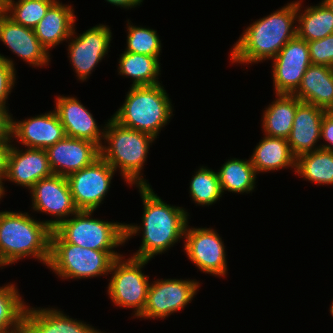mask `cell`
<instances>
[{"label": "cell", "mask_w": 333, "mask_h": 333, "mask_svg": "<svg viewBox=\"0 0 333 333\" xmlns=\"http://www.w3.org/2000/svg\"><path fill=\"white\" fill-rule=\"evenodd\" d=\"M16 287L12 283L0 287V331L11 329L22 322L27 305Z\"/></svg>", "instance_id": "cell-32"}, {"label": "cell", "mask_w": 333, "mask_h": 333, "mask_svg": "<svg viewBox=\"0 0 333 333\" xmlns=\"http://www.w3.org/2000/svg\"><path fill=\"white\" fill-rule=\"evenodd\" d=\"M330 314H331L332 317H333V300H332V304H331V306H330Z\"/></svg>", "instance_id": "cell-43"}, {"label": "cell", "mask_w": 333, "mask_h": 333, "mask_svg": "<svg viewBox=\"0 0 333 333\" xmlns=\"http://www.w3.org/2000/svg\"><path fill=\"white\" fill-rule=\"evenodd\" d=\"M189 193L192 201L202 207L216 203L223 195L218 173L208 167H199L190 181Z\"/></svg>", "instance_id": "cell-31"}, {"label": "cell", "mask_w": 333, "mask_h": 333, "mask_svg": "<svg viewBox=\"0 0 333 333\" xmlns=\"http://www.w3.org/2000/svg\"><path fill=\"white\" fill-rule=\"evenodd\" d=\"M295 175L316 185H333V152L318 149L296 158Z\"/></svg>", "instance_id": "cell-29"}, {"label": "cell", "mask_w": 333, "mask_h": 333, "mask_svg": "<svg viewBox=\"0 0 333 333\" xmlns=\"http://www.w3.org/2000/svg\"><path fill=\"white\" fill-rule=\"evenodd\" d=\"M184 251L188 259L200 271L214 276L227 274V258L222 238L212 228L187 227L184 236Z\"/></svg>", "instance_id": "cell-11"}, {"label": "cell", "mask_w": 333, "mask_h": 333, "mask_svg": "<svg viewBox=\"0 0 333 333\" xmlns=\"http://www.w3.org/2000/svg\"><path fill=\"white\" fill-rule=\"evenodd\" d=\"M5 13V0H0V15Z\"/></svg>", "instance_id": "cell-42"}, {"label": "cell", "mask_w": 333, "mask_h": 333, "mask_svg": "<svg viewBox=\"0 0 333 333\" xmlns=\"http://www.w3.org/2000/svg\"><path fill=\"white\" fill-rule=\"evenodd\" d=\"M111 5L119 6L121 9L122 7L125 9L135 8L140 6L143 0H105Z\"/></svg>", "instance_id": "cell-39"}, {"label": "cell", "mask_w": 333, "mask_h": 333, "mask_svg": "<svg viewBox=\"0 0 333 333\" xmlns=\"http://www.w3.org/2000/svg\"><path fill=\"white\" fill-rule=\"evenodd\" d=\"M151 282L144 310L137 318L164 319L192 302L200 288L195 279H156Z\"/></svg>", "instance_id": "cell-9"}, {"label": "cell", "mask_w": 333, "mask_h": 333, "mask_svg": "<svg viewBox=\"0 0 333 333\" xmlns=\"http://www.w3.org/2000/svg\"><path fill=\"white\" fill-rule=\"evenodd\" d=\"M62 312L60 309L27 305L22 319L25 333H103Z\"/></svg>", "instance_id": "cell-21"}, {"label": "cell", "mask_w": 333, "mask_h": 333, "mask_svg": "<svg viewBox=\"0 0 333 333\" xmlns=\"http://www.w3.org/2000/svg\"><path fill=\"white\" fill-rule=\"evenodd\" d=\"M137 188L143 202L142 223L125 224V241L142 231L141 245L131 257L151 260L184 238L189 214L183 207L165 203L151 185Z\"/></svg>", "instance_id": "cell-1"}, {"label": "cell", "mask_w": 333, "mask_h": 333, "mask_svg": "<svg viewBox=\"0 0 333 333\" xmlns=\"http://www.w3.org/2000/svg\"><path fill=\"white\" fill-rule=\"evenodd\" d=\"M127 24L128 35L125 51L159 58L162 43L157 31L142 26L131 25L129 19Z\"/></svg>", "instance_id": "cell-33"}, {"label": "cell", "mask_w": 333, "mask_h": 333, "mask_svg": "<svg viewBox=\"0 0 333 333\" xmlns=\"http://www.w3.org/2000/svg\"><path fill=\"white\" fill-rule=\"evenodd\" d=\"M115 170L100 156L91 165L68 175L70 191L78 210L95 211L103 203Z\"/></svg>", "instance_id": "cell-10"}, {"label": "cell", "mask_w": 333, "mask_h": 333, "mask_svg": "<svg viewBox=\"0 0 333 333\" xmlns=\"http://www.w3.org/2000/svg\"><path fill=\"white\" fill-rule=\"evenodd\" d=\"M321 139L325 143L320 144L321 149L333 152V111H326L321 123Z\"/></svg>", "instance_id": "cell-37"}, {"label": "cell", "mask_w": 333, "mask_h": 333, "mask_svg": "<svg viewBox=\"0 0 333 333\" xmlns=\"http://www.w3.org/2000/svg\"><path fill=\"white\" fill-rule=\"evenodd\" d=\"M326 110L301 102L297 106L292 130L287 138L291 153L295 158L321 149L316 145L321 140V123Z\"/></svg>", "instance_id": "cell-19"}, {"label": "cell", "mask_w": 333, "mask_h": 333, "mask_svg": "<svg viewBox=\"0 0 333 333\" xmlns=\"http://www.w3.org/2000/svg\"><path fill=\"white\" fill-rule=\"evenodd\" d=\"M12 142L14 141H0V200L5 195L4 183L2 181H4L7 173L9 156L13 145Z\"/></svg>", "instance_id": "cell-36"}, {"label": "cell", "mask_w": 333, "mask_h": 333, "mask_svg": "<svg viewBox=\"0 0 333 333\" xmlns=\"http://www.w3.org/2000/svg\"><path fill=\"white\" fill-rule=\"evenodd\" d=\"M158 57L124 51L119 59L118 74L133 80L132 86L158 85L160 62Z\"/></svg>", "instance_id": "cell-27"}, {"label": "cell", "mask_w": 333, "mask_h": 333, "mask_svg": "<svg viewBox=\"0 0 333 333\" xmlns=\"http://www.w3.org/2000/svg\"><path fill=\"white\" fill-rule=\"evenodd\" d=\"M27 212H0V258L11 265L33 257L48 266L52 228Z\"/></svg>", "instance_id": "cell-3"}, {"label": "cell", "mask_w": 333, "mask_h": 333, "mask_svg": "<svg viewBox=\"0 0 333 333\" xmlns=\"http://www.w3.org/2000/svg\"><path fill=\"white\" fill-rule=\"evenodd\" d=\"M302 102L333 111V76L331 67L311 64L294 93Z\"/></svg>", "instance_id": "cell-23"}, {"label": "cell", "mask_w": 333, "mask_h": 333, "mask_svg": "<svg viewBox=\"0 0 333 333\" xmlns=\"http://www.w3.org/2000/svg\"><path fill=\"white\" fill-rule=\"evenodd\" d=\"M275 94H294L307 68L312 64L308 42L297 35L271 59Z\"/></svg>", "instance_id": "cell-14"}, {"label": "cell", "mask_w": 333, "mask_h": 333, "mask_svg": "<svg viewBox=\"0 0 333 333\" xmlns=\"http://www.w3.org/2000/svg\"><path fill=\"white\" fill-rule=\"evenodd\" d=\"M53 174L67 177L100 157V147L89 140L65 137L46 149Z\"/></svg>", "instance_id": "cell-15"}, {"label": "cell", "mask_w": 333, "mask_h": 333, "mask_svg": "<svg viewBox=\"0 0 333 333\" xmlns=\"http://www.w3.org/2000/svg\"><path fill=\"white\" fill-rule=\"evenodd\" d=\"M149 259H138L125 256L115 259L110 268L112 274L107 293L114 305L122 308L134 309V316L138 317L145 308L149 276L142 272Z\"/></svg>", "instance_id": "cell-8"}, {"label": "cell", "mask_w": 333, "mask_h": 333, "mask_svg": "<svg viewBox=\"0 0 333 333\" xmlns=\"http://www.w3.org/2000/svg\"><path fill=\"white\" fill-rule=\"evenodd\" d=\"M52 174L46 150L27 148L23 151L12 145L4 180L30 190L36 182Z\"/></svg>", "instance_id": "cell-20"}, {"label": "cell", "mask_w": 333, "mask_h": 333, "mask_svg": "<svg viewBox=\"0 0 333 333\" xmlns=\"http://www.w3.org/2000/svg\"><path fill=\"white\" fill-rule=\"evenodd\" d=\"M273 100L263 112L262 130L269 137L287 139L293 125L297 106L302 102L294 94H275Z\"/></svg>", "instance_id": "cell-24"}, {"label": "cell", "mask_w": 333, "mask_h": 333, "mask_svg": "<svg viewBox=\"0 0 333 333\" xmlns=\"http://www.w3.org/2000/svg\"><path fill=\"white\" fill-rule=\"evenodd\" d=\"M18 1V2H17ZM6 0L5 14L15 23L34 29L57 0Z\"/></svg>", "instance_id": "cell-30"}, {"label": "cell", "mask_w": 333, "mask_h": 333, "mask_svg": "<svg viewBox=\"0 0 333 333\" xmlns=\"http://www.w3.org/2000/svg\"><path fill=\"white\" fill-rule=\"evenodd\" d=\"M77 34L75 28L68 39V57L76 76L82 82L89 78L93 69L108 54L112 41V32L107 25H96L86 32ZM92 71V72H91Z\"/></svg>", "instance_id": "cell-12"}, {"label": "cell", "mask_w": 333, "mask_h": 333, "mask_svg": "<svg viewBox=\"0 0 333 333\" xmlns=\"http://www.w3.org/2000/svg\"><path fill=\"white\" fill-rule=\"evenodd\" d=\"M30 193L34 211L55 217L46 221L52 229L78 211L65 176L52 174L43 178L34 184Z\"/></svg>", "instance_id": "cell-13"}, {"label": "cell", "mask_w": 333, "mask_h": 333, "mask_svg": "<svg viewBox=\"0 0 333 333\" xmlns=\"http://www.w3.org/2000/svg\"><path fill=\"white\" fill-rule=\"evenodd\" d=\"M0 333H25V329L23 323L21 322L18 326H15L5 331H0Z\"/></svg>", "instance_id": "cell-40"}, {"label": "cell", "mask_w": 333, "mask_h": 333, "mask_svg": "<svg viewBox=\"0 0 333 333\" xmlns=\"http://www.w3.org/2000/svg\"><path fill=\"white\" fill-rule=\"evenodd\" d=\"M308 49L311 63L314 65H333V34L323 39L309 41Z\"/></svg>", "instance_id": "cell-34"}, {"label": "cell", "mask_w": 333, "mask_h": 333, "mask_svg": "<svg viewBox=\"0 0 333 333\" xmlns=\"http://www.w3.org/2000/svg\"><path fill=\"white\" fill-rule=\"evenodd\" d=\"M217 173L222 194L225 191L239 194L252 192L258 175L250 158L228 159Z\"/></svg>", "instance_id": "cell-28"}, {"label": "cell", "mask_w": 333, "mask_h": 333, "mask_svg": "<svg viewBox=\"0 0 333 333\" xmlns=\"http://www.w3.org/2000/svg\"><path fill=\"white\" fill-rule=\"evenodd\" d=\"M12 58L0 54V105L7 106L8 95L16 83V70Z\"/></svg>", "instance_id": "cell-35"}, {"label": "cell", "mask_w": 333, "mask_h": 333, "mask_svg": "<svg viewBox=\"0 0 333 333\" xmlns=\"http://www.w3.org/2000/svg\"><path fill=\"white\" fill-rule=\"evenodd\" d=\"M121 256L117 251H100L67 243L53 229L47 268L63 280L93 278L108 275L113 261Z\"/></svg>", "instance_id": "cell-6"}, {"label": "cell", "mask_w": 333, "mask_h": 333, "mask_svg": "<svg viewBox=\"0 0 333 333\" xmlns=\"http://www.w3.org/2000/svg\"><path fill=\"white\" fill-rule=\"evenodd\" d=\"M8 106L0 105V141L12 140V114Z\"/></svg>", "instance_id": "cell-38"}, {"label": "cell", "mask_w": 333, "mask_h": 333, "mask_svg": "<svg viewBox=\"0 0 333 333\" xmlns=\"http://www.w3.org/2000/svg\"><path fill=\"white\" fill-rule=\"evenodd\" d=\"M296 22L297 1L253 22L231 48V62L249 65L273 59L297 35Z\"/></svg>", "instance_id": "cell-2"}, {"label": "cell", "mask_w": 333, "mask_h": 333, "mask_svg": "<svg viewBox=\"0 0 333 333\" xmlns=\"http://www.w3.org/2000/svg\"><path fill=\"white\" fill-rule=\"evenodd\" d=\"M321 2L333 13V0H322Z\"/></svg>", "instance_id": "cell-41"}, {"label": "cell", "mask_w": 333, "mask_h": 333, "mask_svg": "<svg viewBox=\"0 0 333 333\" xmlns=\"http://www.w3.org/2000/svg\"><path fill=\"white\" fill-rule=\"evenodd\" d=\"M171 99L162 84L131 86L123 105L111 116L119 125L155 139L173 116Z\"/></svg>", "instance_id": "cell-5"}, {"label": "cell", "mask_w": 333, "mask_h": 333, "mask_svg": "<svg viewBox=\"0 0 333 333\" xmlns=\"http://www.w3.org/2000/svg\"><path fill=\"white\" fill-rule=\"evenodd\" d=\"M0 40L29 66L42 68L51 61L50 52L39 42L34 29L15 23L5 13L0 15Z\"/></svg>", "instance_id": "cell-18"}, {"label": "cell", "mask_w": 333, "mask_h": 333, "mask_svg": "<svg viewBox=\"0 0 333 333\" xmlns=\"http://www.w3.org/2000/svg\"><path fill=\"white\" fill-rule=\"evenodd\" d=\"M103 127L104 143L100 147V156L120 175L131 187L150 186L141 172L149 153V147L155 138L149 134L119 125L112 118ZM119 168V169H118ZM142 173V174H141Z\"/></svg>", "instance_id": "cell-4"}, {"label": "cell", "mask_w": 333, "mask_h": 333, "mask_svg": "<svg viewBox=\"0 0 333 333\" xmlns=\"http://www.w3.org/2000/svg\"><path fill=\"white\" fill-rule=\"evenodd\" d=\"M73 9L57 0L34 28L36 37L48 52L63 41L67 42L72 35L76 23Z\"/></svg>", "instance_id": "cell-22"}, {"label": "cell", "mask_w": 333, "mask_h": 333, "mask_svg": "<svg viewBox=\"0 0 333 333\" xmlns=\"http://www.w3.org/2000/svg\"><path fill=\"white\" fill-rule=\"evenodd\" d=\"M257 174L278 169L294 168L296 158L291 153L287 139L264 137L259 141L250 157Z\"/></svg>", "instance_id": "cell-25"}, {"label": "cell", "mask_w": 333, "mask_h": 333, "mask_svg": "<svg viewBox=\"0 0 333 333\" xmlns=\"http://www.w3.org/2000/svg\"><path fill=\"white\" fill-rule=\"evenodd\" d=\"M94 211L78 210L54 230L67 242L83 248L115 251L125 241V224L92 218Z\"/></svg>", "instance_id": "cell-7"}, {"label": "cell", "mask_w": 333, "mask_h": 333, "mask_svg": "<svg viewBox=\"0 0 333 333\" xmlns=\"http://www.w3.org/2000/svg\"><path fill=\"white\" fill-rule=\"evenodd\" d=\"M4 266H6V265L3 263V261L0 258V268L2 269V267H4Z\"/></svg>", "instance_id": "cell-44"}, {"label": "cell", "mask_w": 333, "mask_h": 333, "mask_svg": "<svg viewBox=\"0 0 333 333\" xmlns=\"http://www.w3.org/2000/svg\"><path fill=\"white\" fill-rule=\"evenodd\" d=\"M331 72H332V76H333V65L331 66Z\"/></svg>", "instance_id": "cell-45"}, {"label": "cell", "mask_w": 333, "mask_h": 333, "mask_svg": "<svg viewBox=\"0 0 333 333\" xmlns=\"http://www.w3.org/2000/svg\"><path fill=\"white\" fill-rule=\"evenodd\" d=\"M55 101L54 111L64 127L66 137L89 140L101 147L105 127L99 128L96 119L77 97L59 95Z\"/></svg>", "instance_id": "cell-17"}, {"label": "cell", "mask_w": 333, "mask_h": 333, "mask_svg": "<svg viewBox=\"0 0 333 333\" xmlns=\"http://www.w3.org/2000/svg\"><path fill=\"white\" fill-rule=\"evenodd\" d=\"M301 2L297 1V36L309 42L333 34V13L322 2L303 11Z\"/></svg>", "instance_id": "cell-26"}, {"label": "cell", "mask_w": 333, "mask_h": 333, "mask_svg": "<svg viewBox=\"0 0 333 333\" xmlns=\"http://www.w3.org/2000/svg\"><path fill=\"white\" fill-rule=\"evenodd\" d=\"M66 137L56 112L49 111L27 120L12 119V139L27 148L46 150Z\"/></svg>", "instance_id": "cell-16"}]
</instances>
